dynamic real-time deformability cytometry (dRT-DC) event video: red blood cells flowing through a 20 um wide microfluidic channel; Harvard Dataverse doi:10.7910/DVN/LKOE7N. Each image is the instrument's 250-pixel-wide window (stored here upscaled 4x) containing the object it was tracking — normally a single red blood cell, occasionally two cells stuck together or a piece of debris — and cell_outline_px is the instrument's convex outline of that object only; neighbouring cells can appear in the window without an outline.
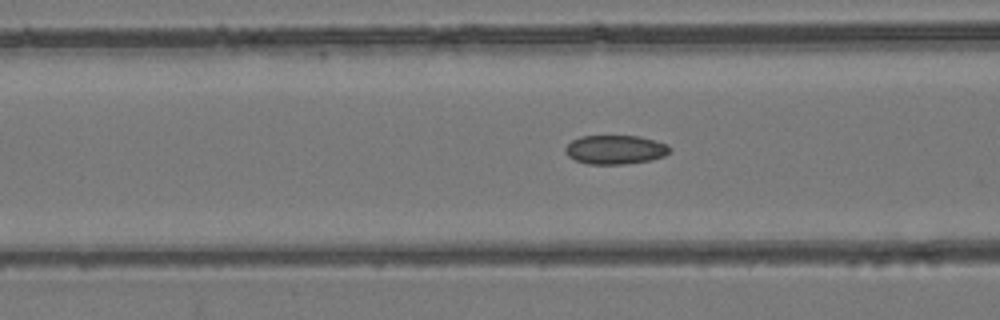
{"species": "common noctule bat (a hibernating species)", "species_latin": "Nyctalus noctula", "temperature_condition": "room temperature", "stored_images_in_passage": 54, "camera_frame_rate_fps": 3000, "um_per_image_px": 0.085, "animal": {"sex": "female", "body_mass_g": 24.6, "forearm_length_mm": 56.2}, "frame": {"image": 1, "passage_image": 22, "time_ms": 7.0, "image_size_px": [1000, 320], "cell_outline_px": [[672, 148], [664, 156], [652, 160], [624, 164], [588, 164], [576, 160], [568, 156], [564, 152], [564, 148], [572, 140], [580, 136], [640, 136], [668, 144]], "centroid_in_image_um": [52.3, 12.72], "position_along_channel_um": 114.3, "area_um2": 17.74}}
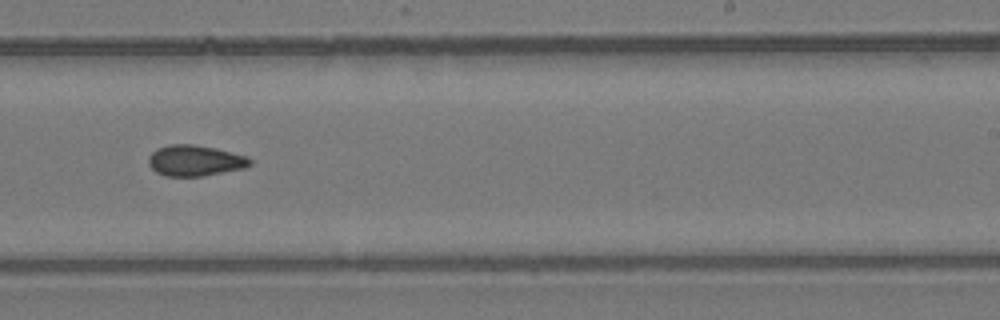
{"frame": {"image": 2, "passage_image": 34, "time_ms": 11.0, "image_size_px": [1000, 320], "cell_outline_px": [[252, 164], [244, 168], [204, 176], [164, 176], [156, 172], [148, 164], [148, 156], [156, 148], [168, 144], [192, 144], [216, 148], [248, 156], [252, 160]], "centroid_in_image_um": [16.57, 13.64], "position_along_channel_um": 272.4, "area_um2": 18.5}}
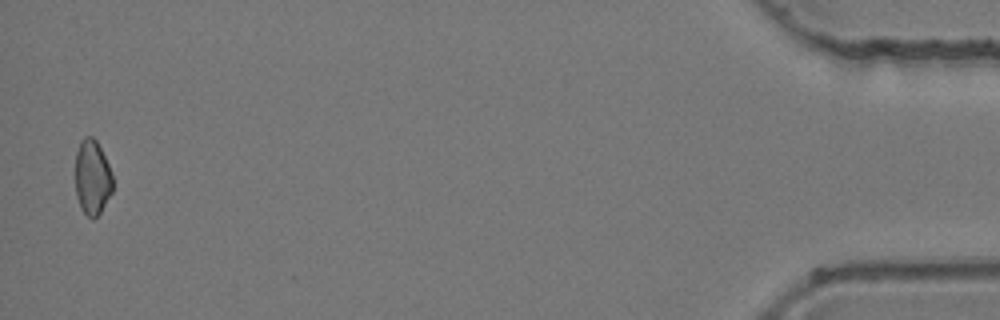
{"frame": {"image": 3, "passage_image": 53, "time_ms": 17.333, "image_size_px": [1000, 320], "cell_outline_px": [[112, 192], [100, 212], [92, 220], [80, 208], [76, 196], [76, 152], [80, 140], [84, 136], [92, 136], [96, 140], [108, 164], [112, 176]], "centroid_in_image_um": [7.83, 15.07], "position_along_channel_um": 427.4, "area_um2": 16.24}}